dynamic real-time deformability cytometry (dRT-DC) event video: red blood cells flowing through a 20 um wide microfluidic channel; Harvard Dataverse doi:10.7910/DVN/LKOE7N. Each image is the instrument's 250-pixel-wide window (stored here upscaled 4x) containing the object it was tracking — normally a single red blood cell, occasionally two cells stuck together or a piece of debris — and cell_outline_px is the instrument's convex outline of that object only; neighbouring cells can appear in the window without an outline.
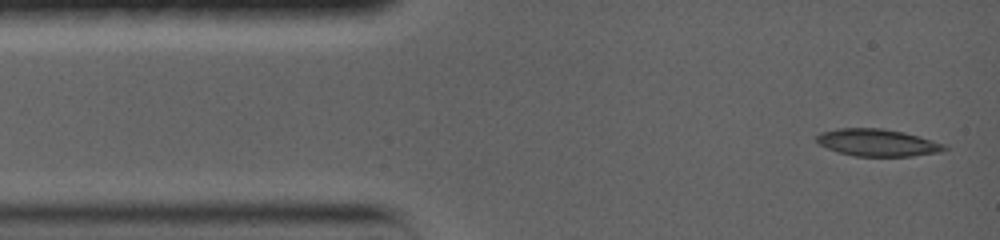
{"species": "common noctule bat (a hibernating species)", "species_latin": "Nyctalus noctula", "temperature_condition": "warm", "stored_images_in_passage": 35, "camera_frame_rate_fps": 5000, "um_per_image_px": 0.085, "animal": {"sex": "female", "body_mass_g": 19.0, "forearm_length_mm": 56.7}, "frame": {"image": 1, "passage_image": 1, "time_ms": 0.0, "image_size_px": [1000, 240], "cell_outline_px": [[948, 148], [940, 152], [912, 156], [856, 156], [836, 152], [816, 144], [816, 136], [820, 132], [836, 128], [880, 128], [904, 132], [920, 136], [948, 144]], "centroid_in_image_um": [74.58, 12.12], "position_along_channel_um": 10.4, "area_um2": 20.63}}
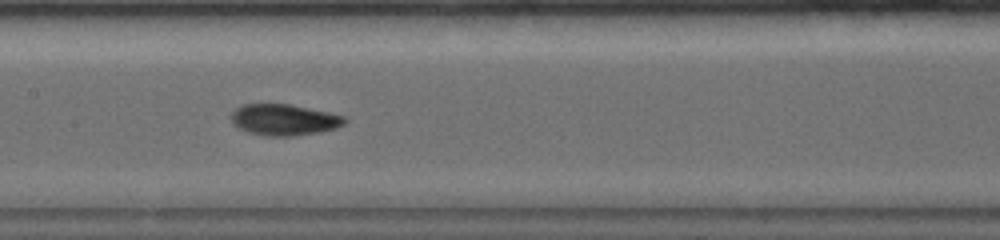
{"frame": {"image": 2, "passage_image": 14, "time_ms": 6.4, "image_size_px": [1000, 240], "cell_outline_px": [[348, 120], [344, 124], [336, 128], [320, 132], [292, 136], [268, 136], [248, 132], [232, 124], [232, 112], [236, 108], [244, 104], [288, 104], [328, 112], [344, 116]], "centroid_in_image_um": [24.16, 10.18], "position_along_channel_um": 183.2, "area_um2": 20.52}}
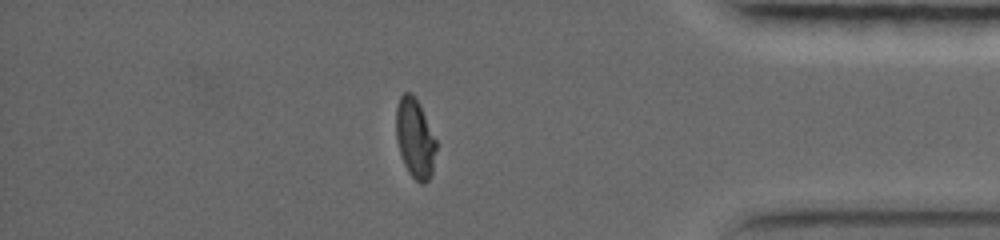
{"frame": {"image": 3, "passage_image": 30, "time_ms": 13.0, "image_size_px": [1000, 240], "cell_outline_px": [[436, 148], [432, 172], [428, 180], [424, 184], [420, 184], [408, 172], [404, 164], [396, 140], [396, 108], [400, 96], [404, 92], [412, 92], [420, 104], [436, 140]], "centroid_in_image_um": [35.26, 11.74], "position_along_channel_um": 399.9, "area_um2": 18.61}}